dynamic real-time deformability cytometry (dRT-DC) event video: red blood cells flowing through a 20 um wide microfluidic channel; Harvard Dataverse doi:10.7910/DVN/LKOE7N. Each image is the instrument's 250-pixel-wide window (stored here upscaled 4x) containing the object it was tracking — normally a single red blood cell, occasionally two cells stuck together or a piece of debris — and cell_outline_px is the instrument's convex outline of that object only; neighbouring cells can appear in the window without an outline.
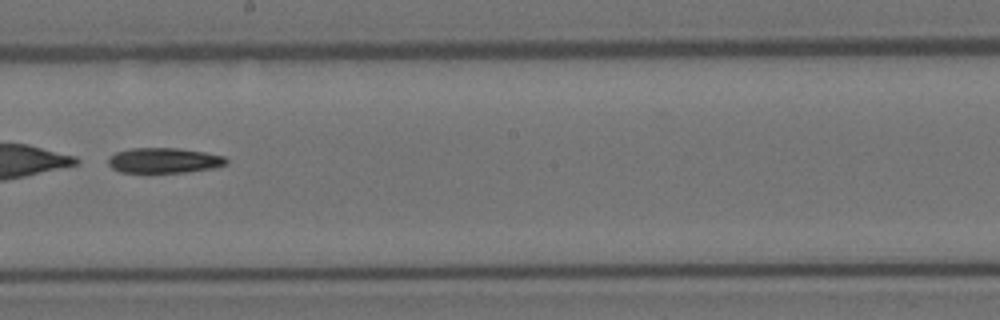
{"species": "Egyptian fruit bat (a non-hibernating species)", "species_latin": "Rousettus aegyptiacus", "temperature_condition": "room temperature", "stored_images_in_passage": 41, "camera_frame_rate_fps": 3000, "um_per_image_px": 0.085, "animal": {"sex": "female"}, "frame": {"image": 1, "passage_image": 18, "time_ms": 5.667, "image_size_px": [1000, 320], "cell_outline_px": [[228, 164], [212, 168], [188, 172], [120, 172], [112, 168], [108, 164], [108, 156], [116, 152], [128, 148], [180, 148], [204, 152], [224, 156], [228, 160]], "centroid_in_image_um": [13.93, 13.63], "position_along_channel_um": 234.3, "area_um2": 17.46}, "authors_computed_cell_mechanics": {"area_um2": 18.5538, "velocity_mm_per_s": 3.5843, "shape_relaxation_time_tau1_ms": 1.487, "shape_relaxation_time_tau2_ms": null, "deformation_change_tau1": 0.2265, "deformation_change_tau2": null}}